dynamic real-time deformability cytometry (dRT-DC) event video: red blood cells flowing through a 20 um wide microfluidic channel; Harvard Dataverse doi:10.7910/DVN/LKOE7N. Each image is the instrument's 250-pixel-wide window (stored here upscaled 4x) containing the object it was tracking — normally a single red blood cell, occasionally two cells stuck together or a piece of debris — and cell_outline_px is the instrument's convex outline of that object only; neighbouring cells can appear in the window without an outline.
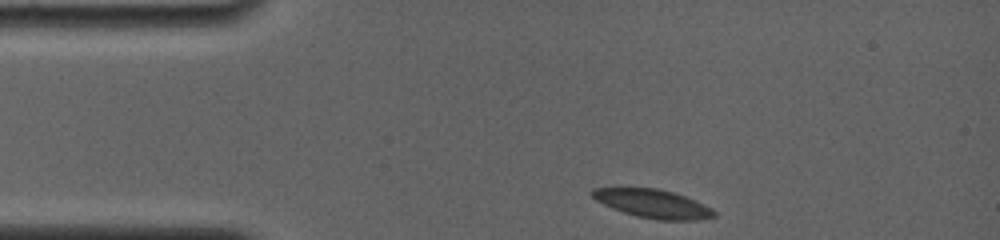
{"species": "common noctule bat (a hibernating species)", "species_latin": "Nyctalus noctula", "temperature_condition": "room temperature", "stored_images_in_passage": 30, "camera_frame_rate_fps": 4000, "um_per_image_px": 0.085, "animal": {"sex": "female", "body_mass_g": 19.0, "forearm_length_mm": 56.7}, "frame": {"image": 1, "passage_image": 1, "time_ms": 0.0, "image_size_px": [1000, 240], "cell_outline_px": [[716, 216], [696, 220], [656, 220], [636, 216], [612, 208], [596, 200], [588, 192], [592, 188], [656, 188], [672, 192], [684, 196], [712, 208], [716, 212]], "centroid_in_image_um": [55.47, 17.31], "position_along_channel_um": 29.5, "area_um2": 20.11}}
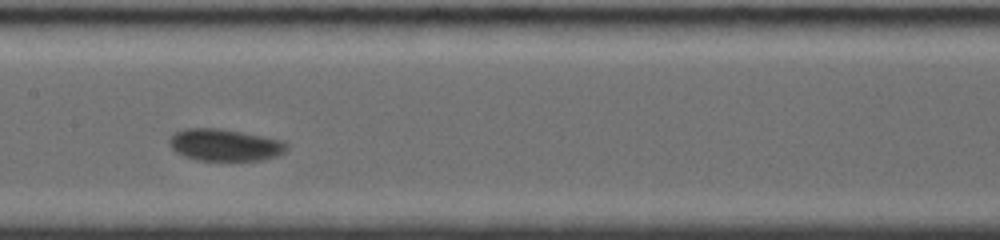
{"frame": {"image": 2, "passage_image": 13, "time_ms": 5.5, "image_size_px": [1000, 240], "cell_outline_px": [[288, 148], [284, 152], [276, 156], [264, 160], [196, 160], [184, 156], [176, 152], [168, 144], [168, 140], [176, 132], [184, 128], [220, 128], [280, 140], [288, 144]], "centroid_in_image_um": [19.08, 12.32], "position_along_channel_um": 188.3, "area_um2": 21.73}}
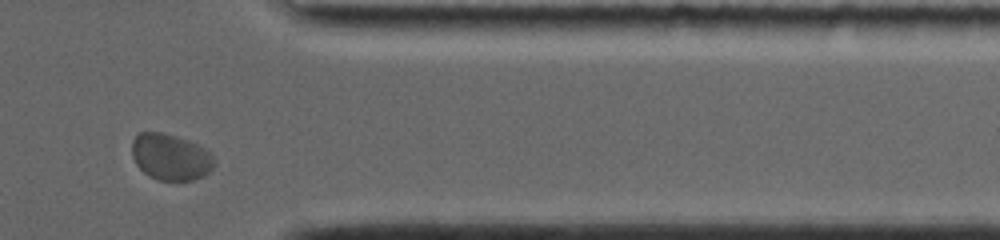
{"frame": {"image": 3, "passage_image": 26, "time_ms": 11.25, "image_size_px": [1000, 240], "cell_outline_px": [[216, 160], [212, 168], [204, 176], [196, 180], [156, 180], [148, 176], [136, 164], [132, 156], [132, 140], [140, 132], [160, 132], [188, 140], [204, 148], [216, 156]], "centroid_in_image_um": [14.51, 13.36], "position_along_channel_um": 396.9, "area_um2": 22.37}, "authors_computed_cell_mechanics": {"area_um2": 21.0103, "velocity_mm_per_s": 3.6714, "shape_relaxation_time_tau1_ms": 3.4649, "shape_relaxation_time_tau2_ms": null, "deformation_change_tau1": 0.0696, "deformation_change_tau2": null}}